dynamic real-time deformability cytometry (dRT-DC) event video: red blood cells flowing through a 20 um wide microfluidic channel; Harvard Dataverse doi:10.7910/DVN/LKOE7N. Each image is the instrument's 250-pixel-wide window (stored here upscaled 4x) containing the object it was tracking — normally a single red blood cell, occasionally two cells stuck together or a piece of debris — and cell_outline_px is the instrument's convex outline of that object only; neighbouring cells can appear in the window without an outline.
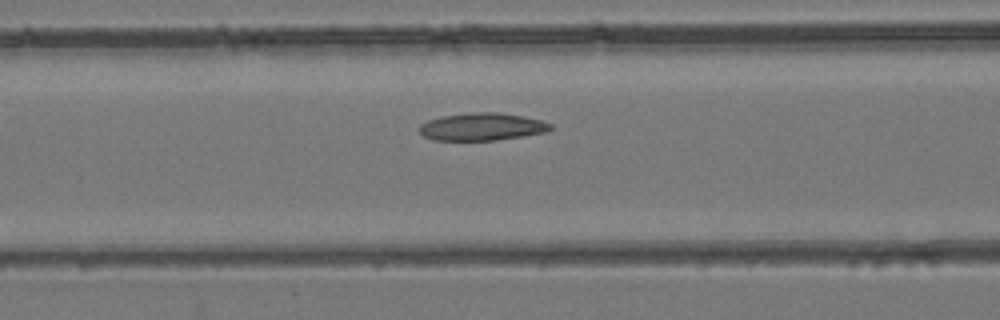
{"species": "common noctule bat (a hibernating species)", "species_latin": "Nyctalus noctula", "temperature_condition": "room temperature", "stored_images_in_passage": 46, "camera_frame_rate_fps": 3000, "um_per_image_px": 0.085, "animal": {"sex": "female", "body_mass_g": 24.6, "forearm_length_mm": 56.2}, "frame": {"image": 1, "passage_image": 18, "time_ms": 5.667, "image_size_px": [1000, 320], "cell_outline_px": [[552, 128], [548, 132], [496, 140], [432, 140], [424, 136], [420, 132], [420, 124], [428, 120], [440, 116], [472, 112], [500, 112], [524, 116], [540, 120], [552, 124]], "centroid_in_image_um": [40.98, 10.76], "position_along_channel_um": 125.6, "area_um2": 21.15}}
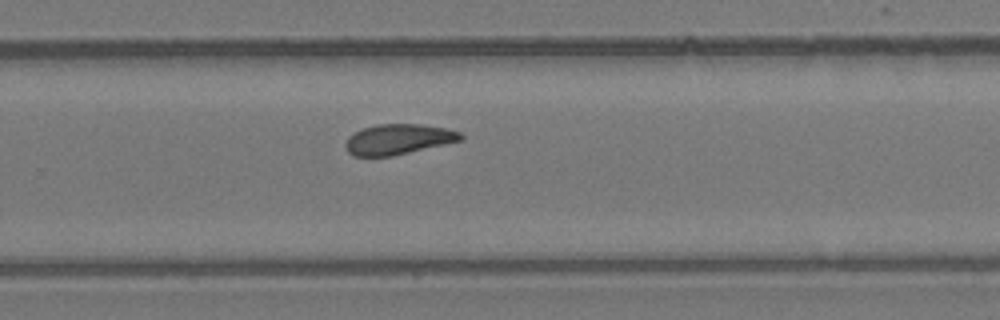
{"frame": {"image": 2, "passage_image": 30, "time_ms": 9.667, "image_size_px": [1000, 320], "cell_outline_px": [[464, 140], [392, 156], [352, 156], [348, 152], [344, 144], [348, 136], [364, 128], [376, 124], [420, 124], [444, 128], [460, 132], [464, 136]], "centroid_in_image_um": [33.86, 11.84], "position_along_channel_um": 295.9, "area_um2": 20.4}}
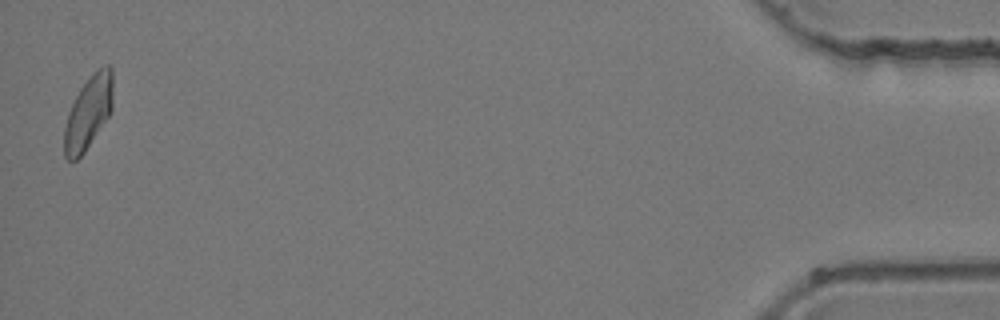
{"frame": {"image": 3, "passage_image": 46, "time_ms": 15.0, "image_size_px": [1000, 320], "cell_outline_px": [[112, 112], [84, 152], [76, 160], [68, 160], [64, 156], [64, 128], [68, 112], [80, 88], [92, 72], [96, 68], [104, 64], [108, 64], [112, 68]], "centroid_in_image_um": [7.52, 9.53], "position_along_channel_um": 427.7, "area_um2": 20.87}}